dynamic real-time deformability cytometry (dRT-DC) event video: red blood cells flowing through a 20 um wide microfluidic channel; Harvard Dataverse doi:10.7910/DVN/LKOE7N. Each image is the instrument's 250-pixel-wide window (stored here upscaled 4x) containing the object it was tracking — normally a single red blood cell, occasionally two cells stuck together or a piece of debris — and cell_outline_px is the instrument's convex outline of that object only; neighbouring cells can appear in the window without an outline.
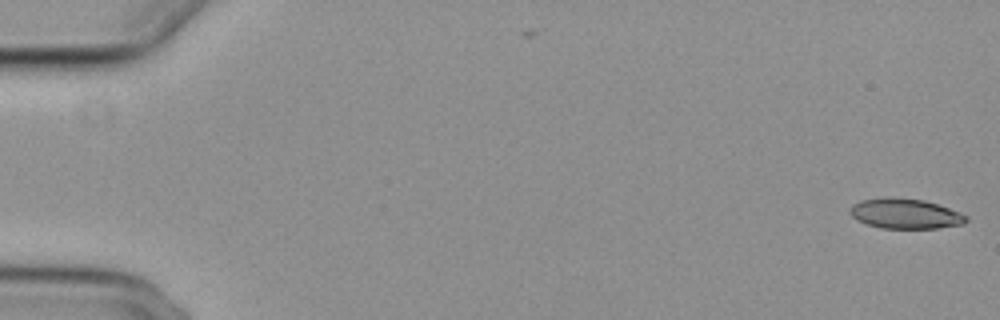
{"species": "common noctule bat (a hibernating species)", "species_latin": "Nyctalus noctula", "temperature_condition": "cold", "stored_images_in_passage": 56, "camera_frame_rate_fps": 3000, "um_per_image_px": 0.085, "animal": {"sex": "female", "body_mass_g": 29.2, "forearm_length_mm": 56.3}, "frame": {"image": 1, "passage_image": 1, "time_ms": 0.0, "image_size_px": [1000, 320], "cell_outline_px": [[968, 220], [964, 224], [936, 228], [880, 228], [856, 220], [848, 212], [848, 208], [852, 204], [860, 200], [884, 196], [892, 196], [924, 200], [960, 212], [968, 216]], "centroid_in_image_um": [76.9, 18.14], "position_along_channel_um": 8.1, "area_um2": 20.69}}
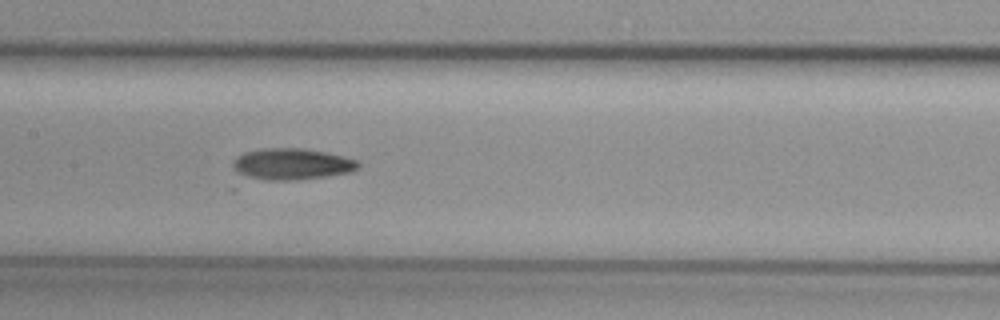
{"frame": {"image": 2, "passage_image": 28, "time_ms": 9.0, "image_size_px": [1000, 320], "cell_outline_px": [[360, 168], [348, 172], [328, 176], [232, 192], [228, 188], [236, 156], [244, 152], [260, 148], [304, 148], [328, 152], [360, 160]], "centroid_in_image_um": [24.29, 14.19], "position_along_channel_um": 183.1, "area_um2": 27.69}}
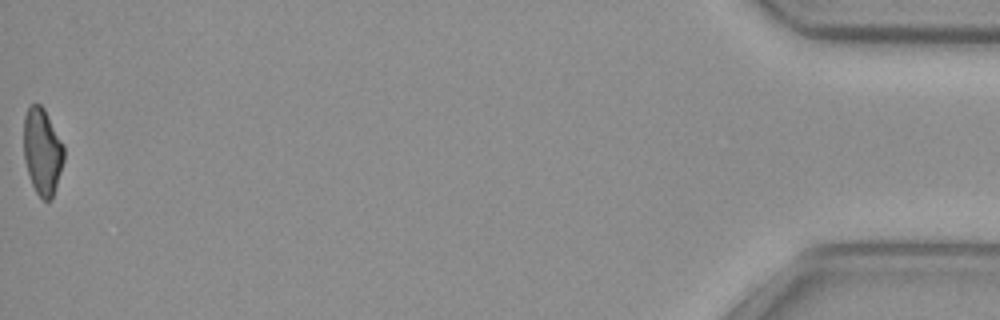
{"frame": {"image": 3, "passage_image": 56, "time_ms": 18.333, "image_size_px": [1000, 320], "cell_outline_px": [[64, 160], [52, 200], [44, 200], [36, 192], [32, 184], [24, 160], [24, 116], [28, 108], [32, 104], [40, 104], [44, 108], [64, 144]], "centroid_in_image_um": [3.61, 12.86], "position_along_channel_um": 431.6, "area_um2": 20.29}, "authors_computed_cell_mechanics": {"area_um2": 21.5883, "velocity_mm_per_s": 3.7367, "shape_relaxation_time_tau1_ms": 7.646, "shape_relaxation_time_tau2_ms": null, "deformation_change_tau1": 0.1649, "deformation_change_tau2": null}}